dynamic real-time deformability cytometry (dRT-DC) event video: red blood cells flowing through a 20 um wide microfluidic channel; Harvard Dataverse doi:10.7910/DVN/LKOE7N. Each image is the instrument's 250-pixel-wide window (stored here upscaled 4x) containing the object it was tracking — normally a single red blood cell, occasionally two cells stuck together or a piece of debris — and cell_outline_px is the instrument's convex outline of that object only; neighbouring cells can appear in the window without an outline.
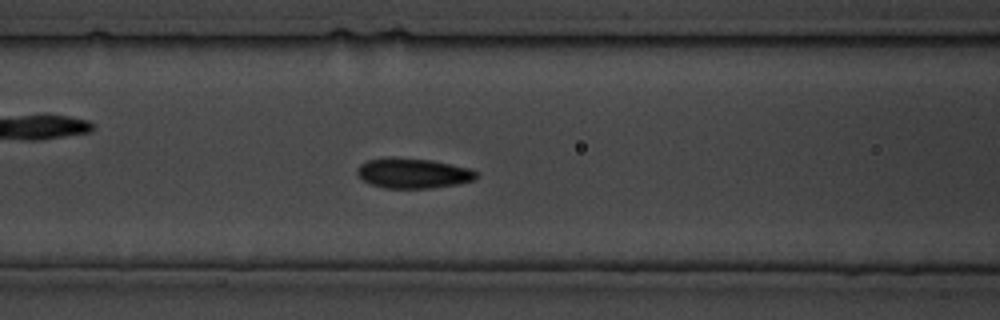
{"species": "common noctule bat (a hibernating species)", "species_latin": "Nyctalus noctula", "temperature_condition": "cold", "stored_images_in_passage": 27, "camera_frame_rate_fps": 3000, "um_per_image_px": 0.085, "animal": {"sex": "male", "body_mass_g": 19.5, "forearm_length_mm": 54.6}, "frame": {"image": 1, "passage_image": 7, "time_ms": 7.0, "image_size_px": [1000, 320], "cell_outline_px": [[476, 176], [472, 180], [456, 184], [432, 188], [384, 188], [372, 184], [364, 180], [356, 172], [360, 164], [368, 160], [432, 160], [468, 168], [476, 172]], "centroid_in_image_um": [35.13, 14.77], "position_along_channel_um": 131.5, "area_um2": 19.77}}
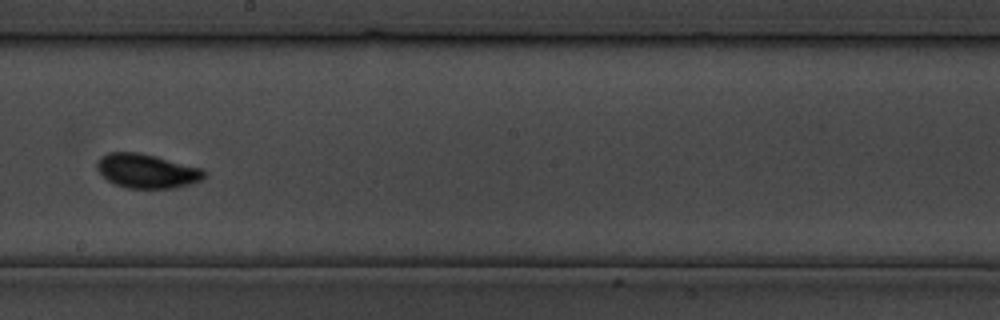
{"frame": {"image": 2, "passage_image": 12, "time_ms": 13.667, "image_size_px": [1000, 320], "cell_outline_px": [[208, 172], [200, 180], [188, 184], [172, 188], [128, 188], [116, 184], [108, 180], [96, 168], [96, 160], [100, 156], [108, 152], [136, 152], [156, 156], [204, 168]], "centroid_in_image_um": [12.48, 14.51], "position_along_channel_um": 235.7, "area_um2": 21.39}}
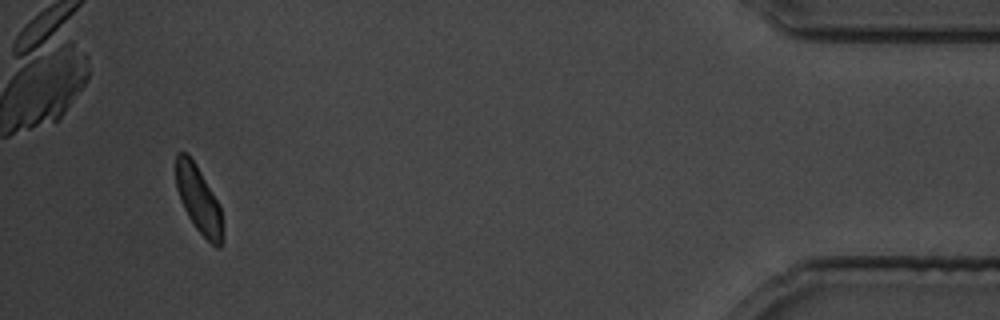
{"frame": {"image": 3, "passage_image": 25, "time_ms": 29.333, "image_size_px": [1000, 320], "cell_outline_px": [[220, 248], [216, 248], [196, 228], [188, 216], [180, 200], [176, 188], [176, 152], [188, 152], [196, 164], [216, 200], [220, 208]], "centroid_in_image_um": [16.81, 16.88], "position_along_channel_um": 418.4, "area_um2": 17.51}}